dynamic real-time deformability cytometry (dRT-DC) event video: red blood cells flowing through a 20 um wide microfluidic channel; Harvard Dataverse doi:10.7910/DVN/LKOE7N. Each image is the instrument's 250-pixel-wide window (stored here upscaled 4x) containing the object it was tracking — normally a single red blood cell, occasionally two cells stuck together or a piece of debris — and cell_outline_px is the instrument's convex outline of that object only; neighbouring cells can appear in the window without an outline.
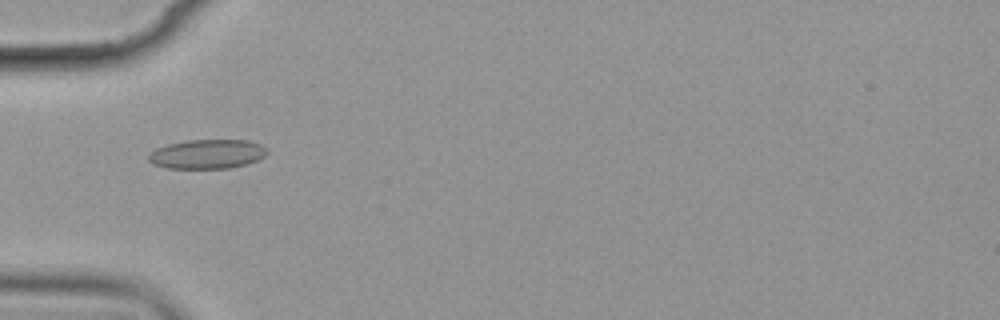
{"species": "common noctule bat (a hibernating species)", "species_latin": "Nyctalus noctula", "temperature_condition": "cold", "stored_images_in_passage": 11, "camera_frame_rate_fps": 3000, "um_per_image_px": 0.085, "animal": {"sex": "female", "body_mass_g": 19.9}, "frame": {"image": 1, "passage_image": 5, "time_ms": 5.333, "image_size_px": [1000, 320], "cell_outline_px": [[268, 152], [264, 156], [248, 164], [228, 168], [168, 168], [152, 164], [148, 160], [148, 152], [156, 148], [168, 144], [188, 140], [248, 140], [260, 144], [268, 148]], "centroid_in_image_um": [17.6, 13.09], "position_along_channel_um": 67.4, "area_um2": 20.35}}
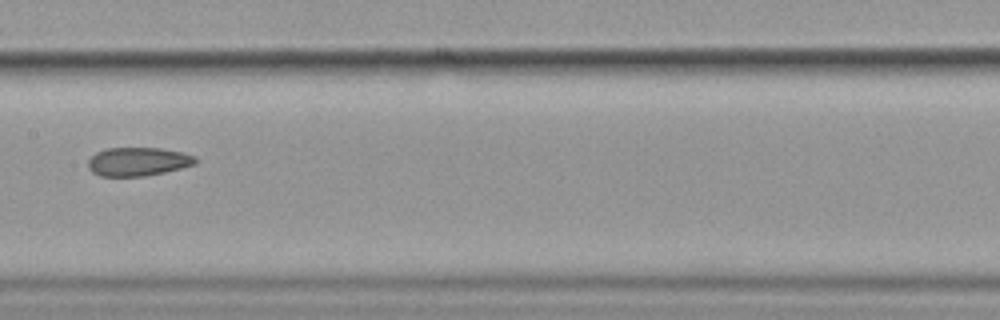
{"frame": {"image": 2, "passage_image": 8, "time_ms": 9.0, "image_size_px": [1000, 320], "cell_outline_px": [[196, 164], [164, 172], [144, 176], [100, 176], [92, 172], [88, 168], [88, 160], [96, 152], [108, 148], [160, 148], [184, 152], [196, 156]], "centroid_in_image_um": [11.73, 13.73], "position_along_channel_um": 195.7, "area_um2": 17.92}}
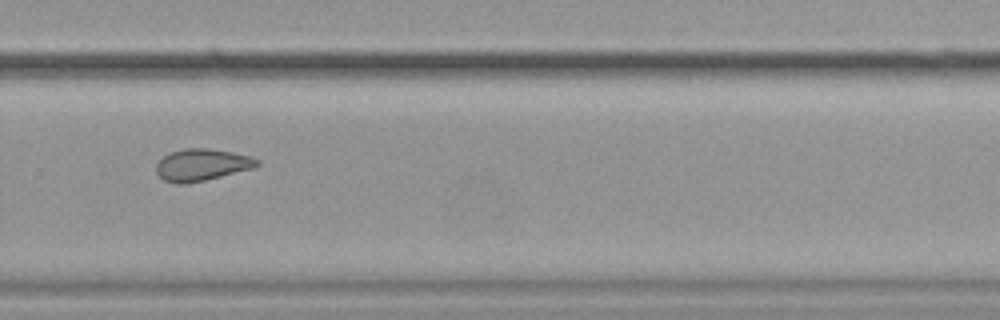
{"frame": {"image": 3, "passage_image": 11, "time_ms": 12.333, "image_size_px": [1000, 320], "cell_outline_px": [[260, 164], [252, 168], [204, 180], [184, 184], [176, 184], [164, 180], [156, 172], [156, 164], [168, 152], [184, 148], [208, 148], [232, 152], [248, 156], [260, 160]], "centroid_in_image_um": [17.12, 14.0], "position_along_channel_um": 312.7, "area_um2": 18.61}}